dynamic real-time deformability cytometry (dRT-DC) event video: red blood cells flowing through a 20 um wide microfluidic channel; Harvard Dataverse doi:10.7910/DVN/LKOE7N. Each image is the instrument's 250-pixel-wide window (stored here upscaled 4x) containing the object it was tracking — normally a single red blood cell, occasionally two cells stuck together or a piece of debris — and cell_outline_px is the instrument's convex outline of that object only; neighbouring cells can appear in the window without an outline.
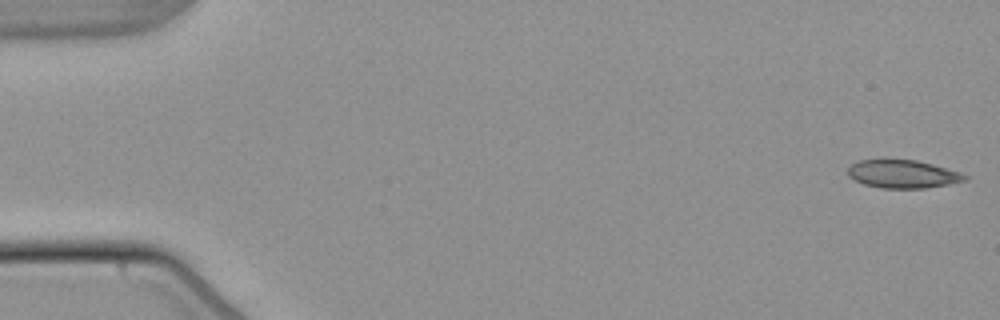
{"species": "common noctule bat (a hibernating species)", "species_latin": "Nyctalus noctula", "temperature_condition": "warm", "stored_images_in_passage": 53, "camera_frame_rate_fps": 3000, "um_per_image_px": 0.085, "animal": {"sex": "male", "body_mass_g": 21.5, "forearm_length_mm": 52.0}, "frame": {"image": 1, "passage_image": 1, "time_ms": 0.0, "image_size_px": [1000, 320], "cell_outline_px": [[968, 180], [948, 184], [924, 188], [880, 188], [864, 184], [848, 176], [848, 168], [852, 164], [860, 160], [916, 160], [932, 164], [960, 172], [968, 176]], "centroid_in_image_um": [76.75, 14.8], "position_along_channel_um": 8.3, "area_um2": 18.96}}
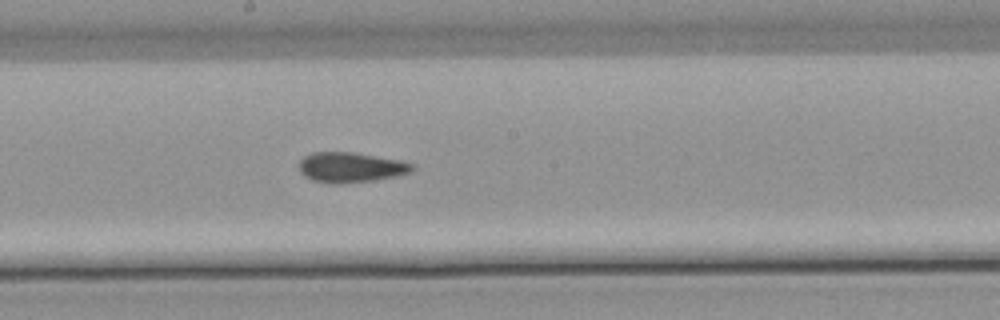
{"frame": {"image": 2, "passage_image": 29, "time_ms": 9.333, "image_size_px": [1000, 320], "cell_outline_px": [[416, 168], [408, 172], [392, 176], [372, 180], [340, 184], [332, 184], [312, 180], [304, 176], [300, 172], [300, 160], [304, 156], [312, 152], [352, 152], [400, 160], [416, 164]], "centroid_in_image_um": [29.78, 14.22], "position_along_channel_um": 218.4, "area_um2": 19.77}}
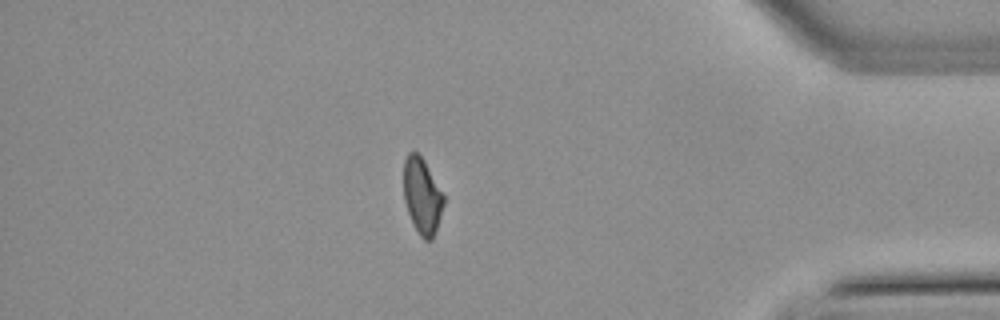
{"frame": {"image": 3, "passage_image": 46, "time_ms": 15.0, "image_size_px": [1000, 320], "cell_outline_px": [[444, 204], [432, 240], [424, 240], [420, 236], [408, 212], [404, 200], [404, 160], [408, 152], [416, 152], [424, 160], [444, 196]], "centroid_in_image_um": [35.87, 16.64], "position_along_channel_um": 399.3, "area_um2": 17.34}, "authors_computed_cell_mechanics": {"area_um2": 19.5942, "velocity_mm_per_s": 3.8339, "shape_relaxation_time_tau1_ms": null, "shape_relaxation_time_tau2_ms": 4.2966, "deformation_change_tau1": null, "deformation_change_tau2": 0.0859}}